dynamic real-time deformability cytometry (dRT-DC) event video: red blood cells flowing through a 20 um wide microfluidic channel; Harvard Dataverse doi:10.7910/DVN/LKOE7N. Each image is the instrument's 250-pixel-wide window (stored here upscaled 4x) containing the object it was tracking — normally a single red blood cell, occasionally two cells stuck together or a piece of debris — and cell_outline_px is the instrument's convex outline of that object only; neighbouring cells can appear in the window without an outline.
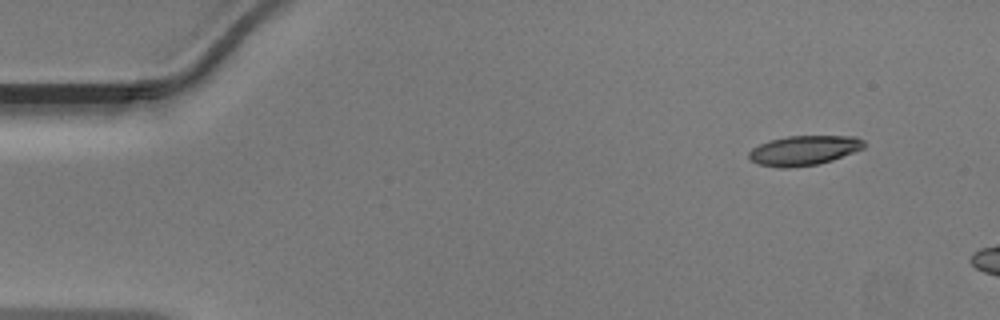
{"species": "Egyptian fruit bat (a non-hibernating species)", "species_latin": "Rousettus aegyptiacus", "temperature_condition": "warm", "stored_images_in_passage": 6, "camera_frame_rate_fps": 3000, "um_per_image_px": 0.085, "animal": {"sex": "male"}, "frame": {"image": 1, "passage_image": 1, "time_ms": 0.0, "image_size_px": [1000, 320], "cell_outline_px": [[864, 148], [832, 160], [816, 164], [784, 168], [780, 168], [756, 164], [748, 160], [748, 152], [752, 148], [760, 144], [772, 140], [788, 136], [856, 136], [864, 140]], "centroid_in_image_um": [68.3, 12.79], "position_along_channel_um": 16.7, "area_um2": 19.88}}